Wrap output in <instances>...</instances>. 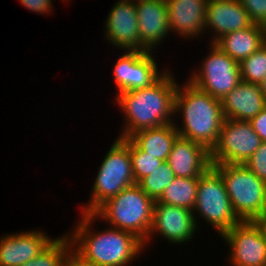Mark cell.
I'll return each instance as SVG.
<instances>
[{
	"label": "cell",
	"instance_id": "7a4b0ae2",
	"mask_svg": "<svg viewBox=\"0 0 266 266\" xmlns=\"http://www.w3.org/2000/svg\"><path fill=\"white\" fill-rule=\"evenodd\" d=\"M178 85L166 70L148 87L119 93L116 101L126 117L119 138H129L139 130L172 123Z\"/></svg>",
	"mask_w": 266,
	"mask_h": 266
},
{
	"label": "cell",
	"instance_id": "52a82bcc",
	"mask_svg": "<svg viewBox=\"0 0 266 266\" xmlns=\"http://www.w3.org/2000/svg\"><path fill=\"white\" fill-rule=\"evenodd\" d=\"M194 211L221 236L241 221L232 209L223 178L213 166L199 177Z\"/></svg>",
	"mask_w": 266,
	"mask_h": 266
},
{
	"label": "cell",
	"instance_id": "8992f818",
	"mask_svg": "<svg viewBox=\"0 0 266 266\" xmlns=\"http://www.w3.org/2000/svg\"><path fill=\"white\" fill-rule=\"evenodd\" d=\"M224 180L232 209L241 221L262 215L266 182L244 164H211Z\"/></svg>",
	"mask_w": 266,
	"mask_h": 266
},
{
	"label": "cell",
	"instance_id": "7402d4cb",
	"mask_svg": "<svg viewBox=\"0 0 266 266\" xmlns=\"http://www.w3.org/2000/svg\"><path fill=\"white\" fill-rule=\"evenodd\" d=\"M198 182L199 177H175L173 182L164 189L163 194L156 202L193 211L196 203Z\"/></svg>",
	"mask_w": 266,
	"mask_h": 266
},
{
	"label": "cell",
	"instance_id": "6da1fadb",
	"mask_svg": "<svg viewBox=\"0 0 266 266\" xmlns=\"http://www.w3.org/2000/svg\"><path fill=\"white\" fill-rule=\"evenodd\" d=\"M82 214L74 234H69L72 253L82 262L90 266H125L144 248L135 235L114 227L93 233L90 224L98 217L94 213Z\"/></svg>",
	"mask_w": 266,
	"mask_h": 266
},
{
	"label": "cell",
	"instance_id": "4fadbf2b",
	"mask_svg": "<svg viewBox=\"0 0 266 266\" xmlns=\"http://www.w3.org/2000/svg\"><path fill=\"white\" fill-rule=\"evenodd\" d=\"M106 38L123 50H146L140 45L135 1L119 0L112 7L105 24Z\"/></svg>",
	"mask_w": 266,
	"mask_h": 266
},
{
	"label": "cell",
	"instance_id": "8fae6325",
	"mask_svg": "<svg viewBox=\"0 0 266 266\" xmlns=\"http://www.w3.org/2000/svg\"><path fill=\"white\" fill-rule=\"evenodd\" d=\"M232 252L233 266H265L266 245L253 221H240L223 236Z\"/></svg>",
	"mask_w": 266,
	"mask_h": 266
},
{
	"label": "cell",
	"instance_id": "f1b7e54d",
	"mask_svg": "<svg viewBox=\"0 0 266 266\" xmlns=\"http://www.w3.org/2000/svg\"><path fill=\"white\" fill-rule=\"evenodd\" d=\"M20 3L25 6V8H27L30 11L36 12V13H50L51 10V6H53L52 4V0H19Z\"/></svg>",
	"mask_w": 266,
	"mask_h": 266
},
{
	"label": "cell",
	"instance_id": "603a6c76",
	"mask_svg": "<svg viewBox=\"0 0 266 266\" xmlns=\"http://www.w3.org/2000/svg\"><path fill=\"white\" fill-rule=\"evenodd\" d=\"M71 253V241L69 235L66 234L54 238L44 250L22 266H62Z\"/></svg>",
	"mask_w": 266,
	"mask_h": 266
},
{
	"label": "cell",
	"instance_id": "2e32d148",
	"mask_svg": "<svg viewBox=\"0 0 266 266\" xmlns=\"http://www.w3.org/2000/svg\"><path fill=\"white\" fill-rule=\"evenodd\" d=\"M5 236L0 239V266H22L53 241L39 230Z\"/></svg>",
	"mask_w": 266,
	"mask_h": 266
},
{
	"label": "cell",
	"instance_id": "4316f807",
	"mask_svg": "<svg viewBox=\"0 0 266 266\" xmlns=\"http://www.w3.org/2000/svg\"><path fill=\"white\" fill-rule=\"evenodd\" d=\"M258 178L266 182V142L244 163Z\"/></svg>",
	"mask_w": 266,
	"mask_h": 266
},
{
	"label": "cell",
	"instance_id": "ba28073f",
	"mask_svg": "<svg viewBox=\"0 0 266 266\" xmlns=\"http://www.w3.org/2000/svg\"><path fill=\"white\" fill-rule=\"evenodd\" d=\"M262 142L249 121L225 119L210 150L211 164H244Z\"/></svg>",
	"mask_w": 266,
	"mask_h": 266
},
{
	"label": "cell",
	"instance_id": "9a60e30c",
	"mask_svg": "<svg viewBox=\"0 0 266 266\" xmlns=\"http://www.w3.org/2000/svg\"><path fill=\"white\" fill-rule=\"evenodd\" d=\"M170 164L176 177H200L211 165L210 151L201 143L178 136L168 155Z\"/></svg>",
	"mask_w": 266,
	"mask_h": 266
},
{
	"label": "cell",
	"instance_id": "5b68a950",
	"mask_svg": "<svg viewBox=\"0 0 266 266\" xmlns=\"http://www.w3.org/2000/svg\"><path fill=\"white\" fill-rule=\"evenodd\" d=\"M92 196L82 213H94L108 199L136 184L132 171L129 138H117L98 169Z\"/></svg>",
	"mask_w": 266,
	"mask_h": 266
},
{
	"label": "cell",
	"instance_id": "ffe728a7",
	"mask_svg": "<svg viewBox=\"0 0 266 266\" xmlns=\"http://www.w3.org/2000/svg\"><path fill=\"white\" fill-rule=\"evenodd\" d=\"M265 43L266 27L259 24L226 33L215 42L220 49L239 63Z\"/></svg>",
	"mask_w": 266,
	"mask_h": 266
},
{
	"label": "cell",
	"instance_id": "f546056e",
	"mask_svg": "<svg viewBox=\"0 0 266 266\" xmlns=\"http://www.w3.org/2000/svg\"><path fill=\"white\" fill-rule=\"evenodd\" d=\"M249 122L261 140L266 142V107Z\"/></svg>",
	"mask_w": 266,
	"mask_h": 266
},
{
	"label": "cell",
	"instance_id": "3957f363",
	"mask_svg": "<svg viewBox=\"0 0 266 266\" xmlns=\"http://www.w3.org/2000/svg\"><path fill=\"white\" fill-rule=\"evenodd\" d=\"M174 112L183 115V127L175 125L179 136L201 143L210 151L225 121L222 101L188 80L184 87L177 88Z\"/></svg>",
	"mask_w": 266,
	"mask_h": 266
},
{
	"label": "cell",
	"instance_id": "e575fe53",
	"mask_svg": "<svg viewBox=\"0 0 266 266\" xmlns=\"http://www.w3.org/2000/svg\"><path fill=\"white\" fill-rule=\"evenodd\" d=\"M207 2H213V1H227V0H206Z\"/></svg>",
	"mask_w": 266,
	"mask_h": 266
},
{
	"label": "cell",
	"instance_id": "836d02e7",
	"mask_svg": "<svg viewBox=\"0 0 266 266\" xmlns=\"http://www.w3.org/2000/svg\"><path fill=\"white\" fill-rule=\"evenodd\" d=\"M262 215L266 216V187H265V195H264V204H263Z\"/></svg>",
	"mask_w": 266,
	"mask_h": 266
},
{
	"label": "cell",
	"instance_id": "cb8c5ba5",
	"mask_svg": "<svg viewBox=\"0 0 266 266\" xmlns=\"http://www.w3.org/2000/svg\"><path fill=\"white\" fill-rule=\"evenodd\" d=\"M175 173L172 171L167 161L145 176L137 184L154 201H157L164 192V189L173 182Z\"/></svg>",
	"mask_w": 266,
	"mask_h": 266
},
{
	"label": "cell",
	"instance_id": "d6986e66",
	"mask_svg": "<svg viewBox=\"0 0 266 266\" xmlns=\"http://www.w3.org/2000/svg\"><path fill=\"white\" fill-rule=\"evenodd\" d=\"M166 6L170 32H176L185 38L195 37L203 33L206 0H166Z\"/></svg>",
	"mask_w": 266,
	"mask_h": 266
},
{
	"label": "cell",
	"instance_id": "ac0fdd59",
	"mask_svg": "<svg viewBox=\"0 0 266 266\" xmlns=\"http://www.w3.org/2000/svg\"><path fill=\"white\" fill-rule=\"evenodd\" d=\"M225 119L250 121L266 107V96L258 83L241 81L222 100Z\"/></svg>",
	"mask_w": 266,
	"mask_h": 266
},
{
	"label": "cell",
	"instance_id": "d4e9b609",
	"mask_svg": "<svg viewBox=\"0 0 266 266\" xmlns=\"http://www.w3.org/2000/svg\"><path fill=\"white\" fill-rule=\"evenodd\" d=\"M241 81L260 83L266 74V43L240 63Z\"/></svg>",
	"mask_w": 266,
	"mask_h": 266
},
{
	"label": "cell",
	"instance_id": "1f68e13d",
	"mask_svg": "<svg viewBox=\"0 0 266 266\" xmlns=\"http://www.w3.org/2000/svg\"><path fill=\"white\" fill-rule=\"evenodd\" d=\"M62 266H90L82 262L76 255L71 253L65 260Z\"/></svg>",
	"mask_w": 266,
	"mask_h": 266
},
{
	"label": "cell",
	"instance_id": "30bf717a",
	"mask_svg": "<svg viewBox=\"0 0 266 266\" xmlns=\"http://www.w3.org/2000/svg\"><path fill=\"white\" fill-rule=\"evenodd\" d=\"M125 51L117 59L113 70L118 94L148 87L163 74V72L158 73V66L152 52Z\"/></svg>",
	"mask_w": 266,
	"mask_h": 266
},
{
	"label": "cell",
	"instance_id": "4dcf8cb0",
	"mask_svg": "<svg viewBox=\"0 0 266 266\" xmlns=\"http://www.w3.org/2000/svg\"><path fill=\"white\" fill-rule=\"evenodd\" d=\"M252 221L255 223L260 233L262 234L264 243L266 245V216H257Z\"/></svg>",
	"mask_w": 266,
	"mask_h": 266
},
{
	"label": "cell",
	"instance_id": "83f0119b",
	"mask_svg": "<svg viewBox=\"0 0 266 266\" xmlns=\"http://www.w3.org/2000/svg\"><path fill=\"white\" fill-rule=\"evenodd\" d=\"M251 21L266 27V0H239Z\"/></svg>",
	"mask_w": 266,
	"mask_h": 266
},
{
	"label": "cell",
	"instance_id": "277c9868",
	"mask_svg": "<svg viewBox=\"0 0 266 266\" xmlns=\"http://www.w3.org/2000/svg\"><path fill=\"white\" fill-rule=\"evenodd\" d=\"M154 202L136 183L108 199L94 214L109 221L111 227L132 233L146 245L152 227Z\"/></svg>",
	"mask_w": 266,
	"mask_h": 266
},
{
	"label": "cell",
	"instance_id": "e0dca14e",
	"mask_svg": "<svg viewBox=\"0 0 266 266\" xmlns=\"http://www.w3.org/2000/svg\"><path fill=\"white\" fill-rule=\"evenodd\" d=\"M254 23L239 0L207 2L205 28L216 32L211 43L229 32L248 28Z\"/></svg>",
	"mask_w": 266,
	"mask_h": 266
},
{
	"label": "cell",
	"instance_id": "9c48e42d",
	"mask_svg": "<svg viewBox=\"0 0 266 266\" xmlns=\"http://www.w3.org/2000/svg\"><path fill=\"white\" fill-rule=\"evenodd\" d=\"M210 47L211 52L202 62L199 72L195 71L189 81L222 100L241 82L240 65L215 43Z\"/></svg>",
	"mask_w": 266,
	"mask_h": 266
},
{
	"label": "cell",
	"instance_id": "5bb4252c",
	"mask_svg": "<svg viewBox=\"0 0 266 266\" xmlns=\"http://www.w3.org/2000/svg\"><path fill=\"white\" fill-rule=\"evenodd\" d=\"M135 7L140 45L151 52L170 32L166 0H139L135 2Z\"/></svg>",
	"mask_w": 266,
	"mask_h": 266
},
{
	"label": "cell",
	"instance_id": "484cf974",
	"mask_svg": "<svg viewBox=\"0 0 266 266\" xmlns=\"http://www.w3.org/2000/svg\"><path fill=\"white\" fill-rule=\"evenodd\" d=\"M129 153L135 183H138L145 176L151 174L152 171L163 163V160L143 152L130 138Z\"/></svg>",
	"mask_w": 266,
	"mask_h": 266
},
{
	"label": "cell",
	"instance_id": "7c38bea8",
	"mask_svg": "<svg viewBox=\"0 0 266 266\" xmlns=\"http://www.w3.org/2000/svg\"><path fill=\"white\" fill-rule=\"evenodd\" d=\"M194 212L186 208L154 202L153 221L146 244L155 232L169 242L184 243L192 239L197 228Z\"/></svg>",
	"mask_w": 266,
	"mask_h": 266
},
{
	"label": "cell",
	"instance_id": "44dd1931",
	"mask_svg": "<svg viewBox=\"0 0 266 266\" xmlns=\"http://www.w3.org/2000/svg\"><path fill=\"white\" fill-rule=\"evenodd\" d=\"M179 136L174 123L142 129L129 138L148 155H152L163 161H167L168 155L172 150L174 141Z\"/></svg>",
	"mask_w": 266,
	"mask_h": 266
},
{
	"label": "cell",
	"instance_id": "d6a6232c",
	"mask_svg": "<svg viewBox=\"0 0 266 266\" xmlns=\"http://www.w3.org/2000/svg\"><path fill=\"white\" fill-rule=\"evenodd\" d=\"M259 89L266 96V74L264 76L263 81L259 83Z\"/></svg>",
	"mask_w": 266,
	"mask_h": 266
}]
</instances>
